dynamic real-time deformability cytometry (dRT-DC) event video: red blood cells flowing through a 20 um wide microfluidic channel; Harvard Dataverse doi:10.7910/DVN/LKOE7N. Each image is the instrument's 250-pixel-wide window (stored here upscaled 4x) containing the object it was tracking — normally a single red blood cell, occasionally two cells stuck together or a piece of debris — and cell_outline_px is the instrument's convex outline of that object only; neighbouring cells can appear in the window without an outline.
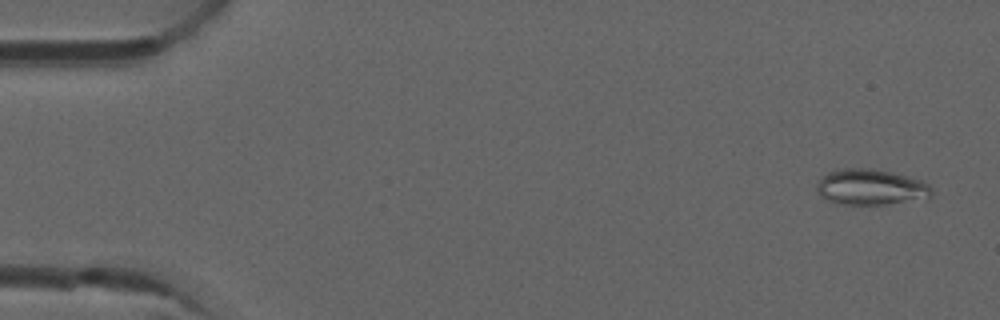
{"species": "common noctule bat (a hibernating species)", "species_latin": "Nyctalus noctula", "temperature_condition": "room temperature", "stored_images_in_passage": 52, "camera_frame_rate_fps": 3000, "um_per_image_px": 0.085, "animal": {"sex": "male", "forearm_length_mm": 52.5}, "frame": {"image": 1, "passage_image": 3, "time_ms": 0.667, "image_size_px": [1000, 320], "cell_outline_px": [[932, 196], [884, 204], [836, 204], [820, 196], [816, 192], [816, 184], [828, 172], [836, 168], [872, 168], [892, 172], [924, 180], [932, 188]], "centroid_in_image_um": [73.97, 15.88], "position_along_channel_um": 11.0, "area_um2": 23.99}}
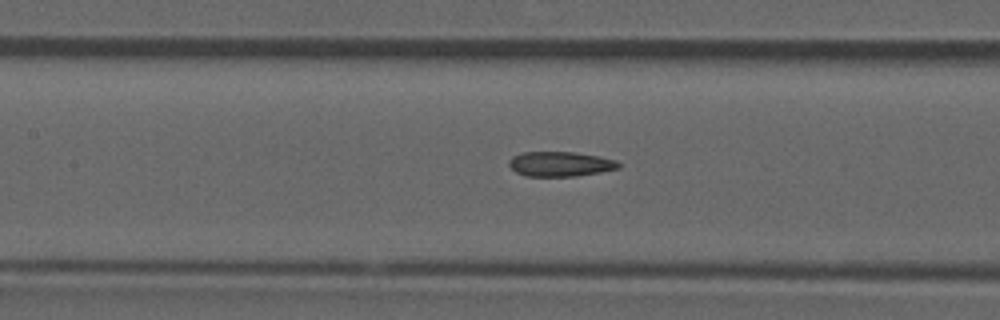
{"frame": {"image": 2, "passage_image": 24, "time_ms": 7.667, "image_size_px": [1000, 320], "cell_outline_px": [[620, 168], [600, 172], [576, 176], [524, 176], [516, 172], [508, 164], [508, 160], [512, 156], [524, 152], [572, 152], [600, 156], [616, 160], [620, 164]], "centroid_in_image_um": [47.61, 13.94], "position_along_channel_um": 159.8, "area_um2": 15.9}}
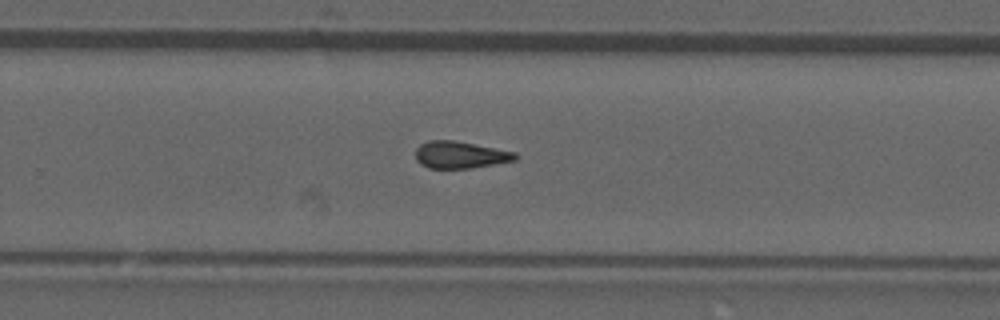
{"frame": {"image": 3, "passage_image": 34, "time_ms": 11.0, "image_size_px": [1000, 320], "cell_outline_px": [[516, 160], [472, 168], [428, 168], [420, 164], [416, 160], [416, 148], [420, 144], [428, 140], [452, 140], [516, 152]], "centroid_in_image_um": [39.08, 13.16], "position_along_channel_um": 290.7, "area_um2": 15.61}, "authors_computed_cell_mechanics": {"area_um2": 16.2707, "velocity_mm_per_s": 3.9449, "shape_relaxation_time_tau1_ms": null, "shape_relaxation_time_tau2_ms": 3.7407, "deformation_change_tau1": null, "deformation_change_tau2": 0.1273}}